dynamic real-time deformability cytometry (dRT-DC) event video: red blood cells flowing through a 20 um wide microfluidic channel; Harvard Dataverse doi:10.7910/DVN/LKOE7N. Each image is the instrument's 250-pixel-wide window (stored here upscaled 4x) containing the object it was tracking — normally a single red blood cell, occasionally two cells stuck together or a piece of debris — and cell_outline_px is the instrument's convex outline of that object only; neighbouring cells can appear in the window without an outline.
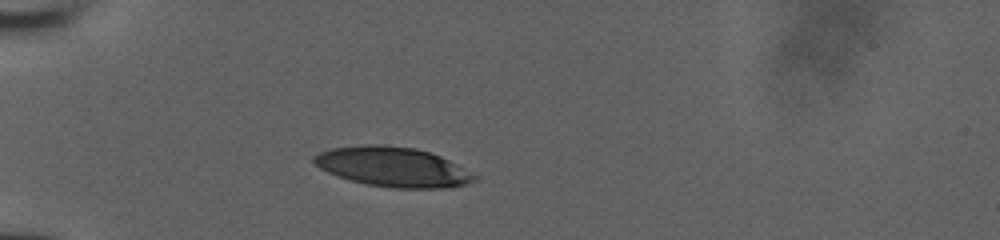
{"species": "human", "species_latin": "Homo sapiens", "temperature_condition": "room temperature", "stored_images_in_passage": 30, "camera_frame_rate_fps": 3000, "um_per_image_px": 0.085, "donor": {"sex": "male"}, "frame": {"image": 1, "passage_image": 1, "time_ms": 0.0, "image_size_px": [1000, 240], "cell_outline_px": [[480, 176], [476, 180], [464, 184], [448, 188], [396, 188], [368, 184], [348, 180], [328, 172], [320, 168], [312, 160], [312, 156], [320, 152], [332, 148], [364, 144], [384, 144], [416, 148], [440, 156]], "centroid_in_image_um": [33.39, 14.18], "position_along_channel_um": 51.6, "area_um2": 37.17}}
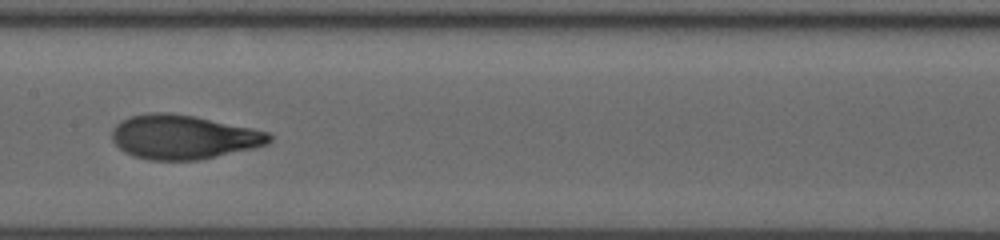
{"frame": {"image": 2, "passage_image": 13, "time_ms": 4.0, "image_size_px": [1000, 240], "cell_outline_px": [[272, 140], [268, 144], [252, 148], [200, 160], [148, 160], [132, 156], [124, 152], [112, 140], [112, 128], [120, 120], [128, 116], [152, 112], [168, 112], [192, 116], [252, 128], [268, 132], [272, 136]], "centroid_in_image_um": [15.54, 11.65], "position_along_channel_um": 191.9, "area_um2": 40.52}}
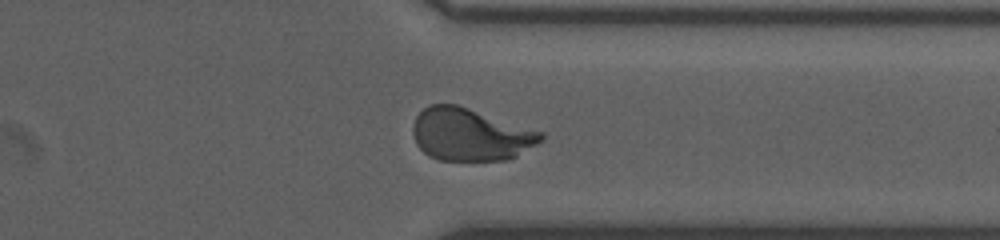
{"frame": {"image": 3, "passage_image": 26, "time_ms": 8.333, "image_size_px": [1000, 240], "cell_outline_px": [[544, 136], [536, 144], [516, 156], [504, 160], [440, 160], [428, 156], [416, 144], [412, 132], [412, 124], [416, 116], [428, 104], [456, 104], [544, 132]], "centroid_in_image_um": [39.94, 11.43], "position_along_channel_um": 371.5, "area_um2": 39.07}}